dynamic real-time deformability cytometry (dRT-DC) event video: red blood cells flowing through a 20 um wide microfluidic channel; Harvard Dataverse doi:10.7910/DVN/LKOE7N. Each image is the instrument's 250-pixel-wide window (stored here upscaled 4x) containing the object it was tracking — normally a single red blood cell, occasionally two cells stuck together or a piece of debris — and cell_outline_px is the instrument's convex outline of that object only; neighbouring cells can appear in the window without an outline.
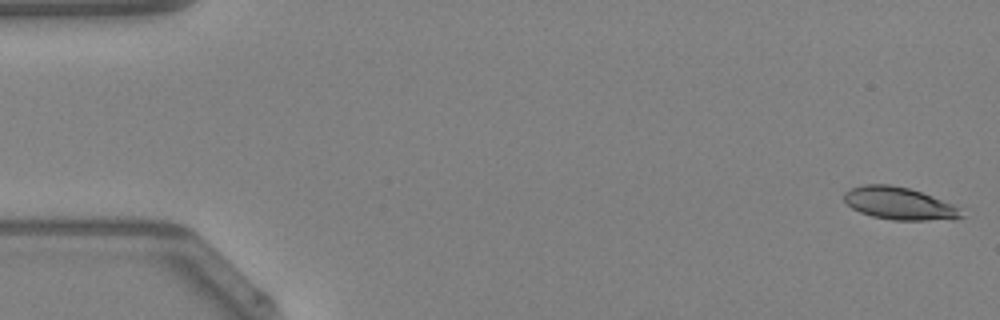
{"species": "Egyptian fruit bat (a non-hibernating species)", "species_latin": "Rousettus aegyptiacus", "temperature_condition": "warm", "stored_images_in_passage": 48, "camera_frame_rate_fps": 3000, "um_per_image_px": 0.085, "animal": {"sex": "female"}, "frame": {"image": 1, "passage_image": 1, "time_ms": 0.0, "image_size_px": [1000, 320], "cell_outline_px": [[964, 216], [952, 220], [892, 220], [872, 216], [860, 212], [852, 208], [844, 200], [844, 192], [852, 188], [864, 184], [888, 184], [908, 188], [932, 196], [952, 204]], "centroid_in_image_um": [76.41, 17.3], "position_along_channel_um": 8.6, "area_um2": 21.96}}
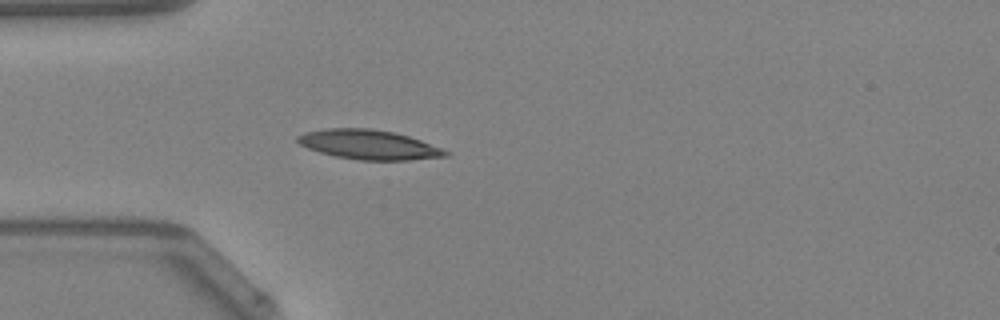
{"frame": {"image": 2, "passage_image": 14, "time_ms": 4.333, "image_size_px": [1000, 320], "cell_outline_px": [[452, 152], [448, 156], [408, 160], [360, 160], [336, 156], [320, 152], [308, 148], [300, 144], [296, 140], [296, 136], [304, 132], [324, 128], [372, 128], [396, 132], [420, 140]], "centroid_in_image_um": [31.35, 12.28], "position_along_channel_um": 53.7, "area_um2": 25.55}}
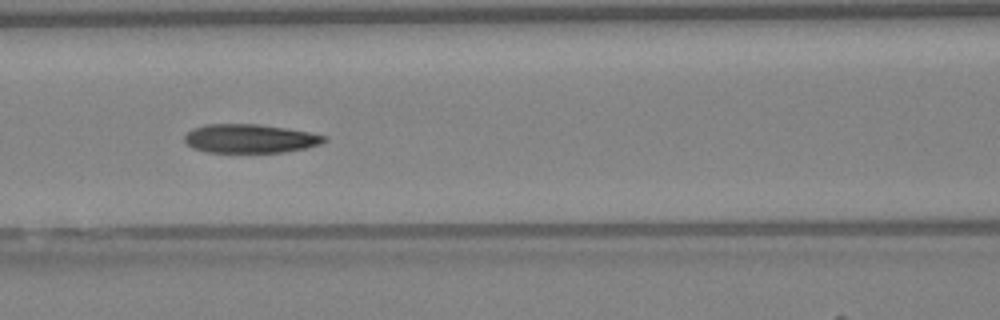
{"frame": {"image": 3, "passage_image": 21, "time_ms": 6.667, "image_size_px": [1000, 320], "cell_outline_px": [[328, 140], [320, 144], [304, 148], [284, 152], [208, 152], [192, 148], [184, 140], [184, 136], [192, 128], [208, 124], [256, 124], [284, 128], [308, 132], [328, 136]], "centroid_in_image_um": [21.24, 11.78], "position_along_channel_um": 145.4, "area_um2": 23.29}, "authors_computed_cell_mechanics": {"area_um2": 23.7847, "velocity_mm_per_s": 4.2452, "shape_relaxation_time_tau1_ms": 6.1895, "shape_relaxation_time_tau2_ms": 4.7932, "deformation_change_tau1": 0.1834, "deformation_change_tau2": 0.1368}}